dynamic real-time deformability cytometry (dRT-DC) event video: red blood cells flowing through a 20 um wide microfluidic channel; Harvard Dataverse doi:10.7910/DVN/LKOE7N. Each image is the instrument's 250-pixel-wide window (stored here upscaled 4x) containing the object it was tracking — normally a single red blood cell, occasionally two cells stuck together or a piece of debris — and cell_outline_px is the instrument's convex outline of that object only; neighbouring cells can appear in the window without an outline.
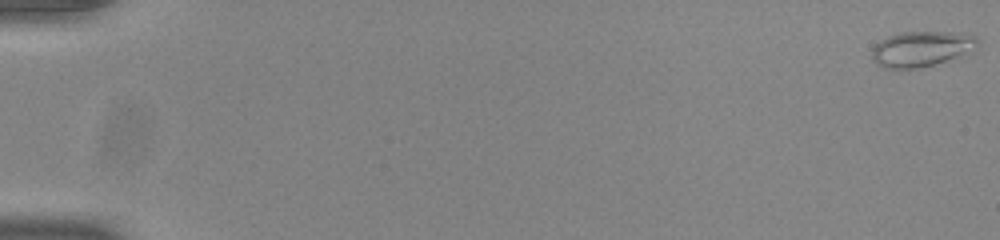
{"species": "common noctule bat (a hibernating species)", "species_latin": "Nyctalus noctula", "temperature_condition": "room temperature", "stored_images_in_passage": 17, "camera_frame_rate_fps": 3000, "um_per_image_px": 0.085, "animal": {"sex": "male", "body_mass_g": 20.0, "forearm_length_mm": 53.3}, "frame": {"image": 1, "passage_image": 1, "time_ms": 0.0, "image_size_px": [1000, 240], "cell_outline_px": [[980, 44], [960, 56], [920, 68], [884, 68], [872, 60], [872, 48], [880, 40], [888, 36], [900, 32], [968, 32], [976, 36], [980, 40]], "centroid_in_image_um": [78.34, 4.13], "position_along_channel_um": 6.7, "area_um2": 21.91}}